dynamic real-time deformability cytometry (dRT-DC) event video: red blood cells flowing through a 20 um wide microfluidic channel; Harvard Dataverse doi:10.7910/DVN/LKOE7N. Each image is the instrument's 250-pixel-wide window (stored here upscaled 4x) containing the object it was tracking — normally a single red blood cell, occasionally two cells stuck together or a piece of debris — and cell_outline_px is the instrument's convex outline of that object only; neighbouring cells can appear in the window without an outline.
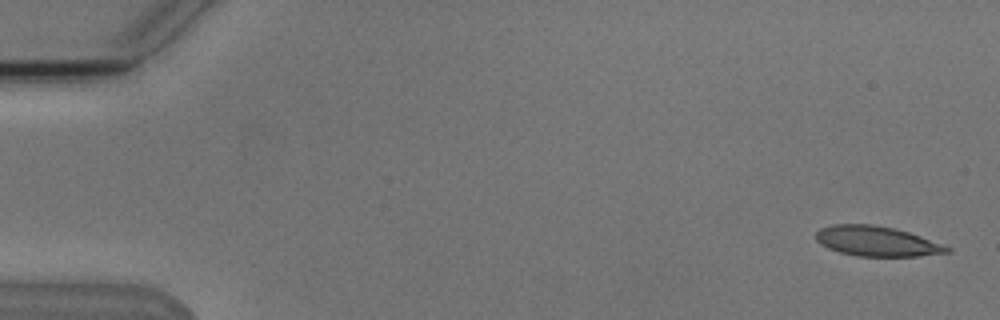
{"species": "Egyptian fruit bat (a non-hibernating species)", "species_latin": "Rousettus aegyptiacus", "temperature_condition": "cold", "stored_images_in_passage": 8, "camera_frame_rate_fps": 3000, "um_per_image_px": 0.085, "animal": {"sex": "male"}, "frame": {"image": 1, "passage_image": 1, "time_ms": 0.0, "image_size_px": [1000, 320], "cell_outline_px": [[952, 252], [920, 256], [856, 256], [840, 252], [828, 248], [820, 244], [816, 240], [816, 232], [820, 228], [832, 224], [872, 224], [896, 228], [920, 236], [952, 248]], "centroid_in_image_um": [74.52, 20.5], "position_along_channel_um": 10.5, "area_um2": 23.0}}
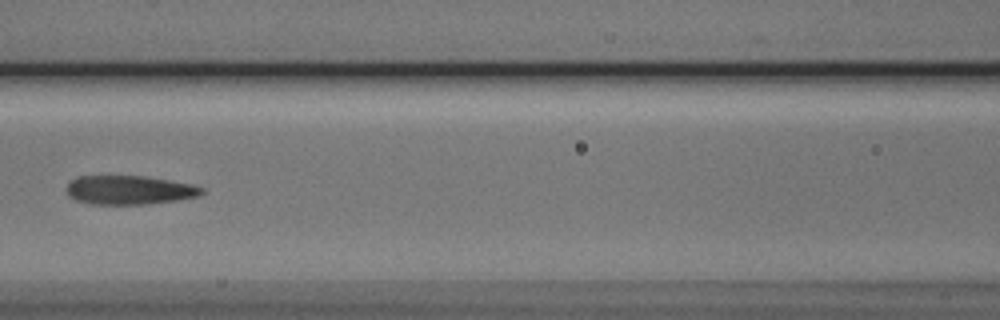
{"frame": {"image": 2, "passage_image": 7, "time_ms": 7.667, "image_size_px": [1000, 320], "cell_outline_px": [[204, 192], [200, 196], [176, 200], [148, 204], [92, 204], [76, 200], [68, 196], [64, 188], [68, 180], [76, 176], [144, 176], [192, 184], [204, 188]], "centroid_in_image_um": [10.93, 16.15], "position_along_channel_um": 155.7, "area_um2": 23.06}}
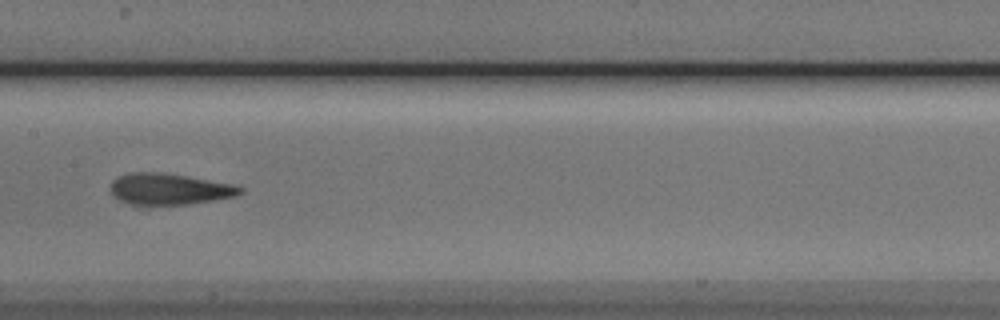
{"frame": {"image": 3, "passage_image": 8, "time_ms": 8.667, "image_size_px": [1000, 320], "cell_outline_px": [[244, 192], [236, 196], [212, 200], [184, 204], [128, 204], [112, 196], [112, 180], [128, 172], [160, 172], [188, 176], [232, 184], [244, 188]], "centroid_in_image_um": [14.39, 16.06], "position_along_channel_um": 193.0, "area_um2": 23.41}}